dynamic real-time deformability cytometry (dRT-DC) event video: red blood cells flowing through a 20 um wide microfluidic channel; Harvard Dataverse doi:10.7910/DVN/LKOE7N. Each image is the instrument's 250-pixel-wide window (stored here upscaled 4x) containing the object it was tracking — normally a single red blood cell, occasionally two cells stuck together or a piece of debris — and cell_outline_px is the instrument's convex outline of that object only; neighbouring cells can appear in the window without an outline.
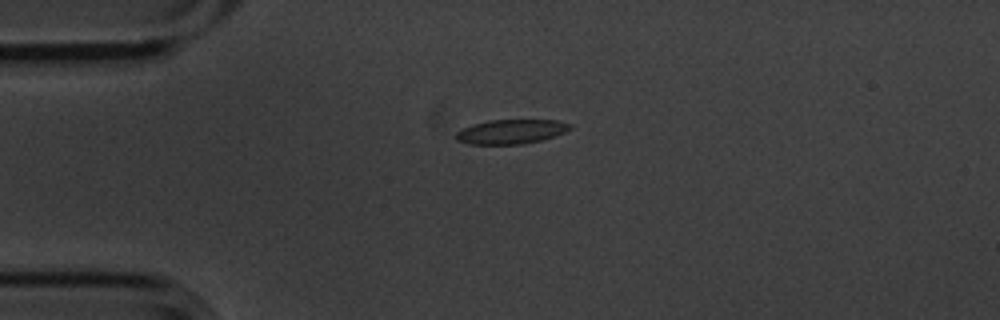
{"species": "common noctule bat (a hibernating species)", "species_latin": "Nyctalus noctula", "temperature_condition": "cold", "stored_images_in_passage": 1, "camera_frame_rate_fps": 3000, "um_per_image_px": 0.085, "animal": {"sex": "male", "body_mass_g": 20.1, "forearm_length_mm": 53.5}, "frame": {"image": 1, "passage_image": 1, "time_ms": 0.0, "image_size_px": [1000, 320], "cell_outline_px": [[572, 128], [564, 132], [540, 140], [524, 144], [468, 144], [456, 140], [456, 132], [460, 128], [472, 124], [488, 120], [556, 120], [572, 124]], "centroid_in_image_um": [43.39, 11.18], "position_along_channel_um": 41.6, "area_um2": 16.24}}